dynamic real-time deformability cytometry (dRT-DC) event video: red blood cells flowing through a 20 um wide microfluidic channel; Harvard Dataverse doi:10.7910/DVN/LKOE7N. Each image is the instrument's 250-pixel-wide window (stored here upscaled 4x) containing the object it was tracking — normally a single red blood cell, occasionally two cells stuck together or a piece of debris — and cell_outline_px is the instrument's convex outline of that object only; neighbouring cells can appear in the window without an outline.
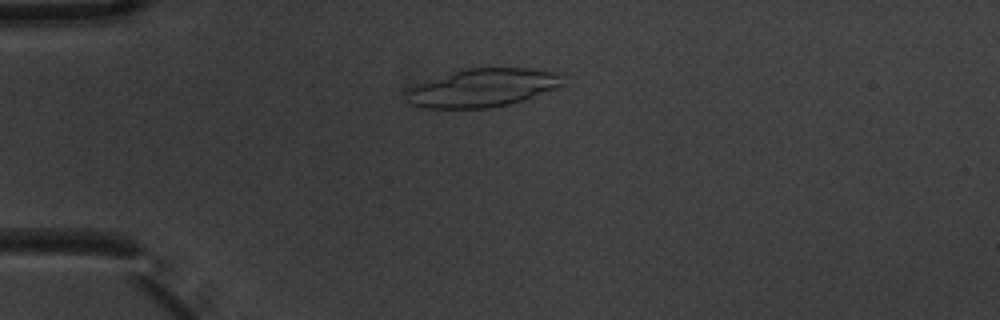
{"species": "common noctule bat (a hibernating species)", "species_latin": "Nyctalus noctula", "temperature_condition": "warm", "stored_images_in_passage": 2, "camera_frame_rate_fps": 3000, "um_per_image_px": 0.085, "animal": {"sex": "male", "body_mass_g": 20.1, "forearm_length_mm": 53.5}, "frame": {"image": 1, "passage_image": 1, "time_ms": 0.0, "image_size_px": [1000, 320], "cell_outline_px": [[564, 84], [556, 88], [524, 100], [508, 104], [488, 108], [420, 108], [408, 104], [404, 92], [412, 84], [464, 68], [532, 68], [556, 72], [560, 76]], "centroid_in_image_um": [40.93, 7.46], "position_along_channel_um": 44.1, "area_um2": 35.26}}